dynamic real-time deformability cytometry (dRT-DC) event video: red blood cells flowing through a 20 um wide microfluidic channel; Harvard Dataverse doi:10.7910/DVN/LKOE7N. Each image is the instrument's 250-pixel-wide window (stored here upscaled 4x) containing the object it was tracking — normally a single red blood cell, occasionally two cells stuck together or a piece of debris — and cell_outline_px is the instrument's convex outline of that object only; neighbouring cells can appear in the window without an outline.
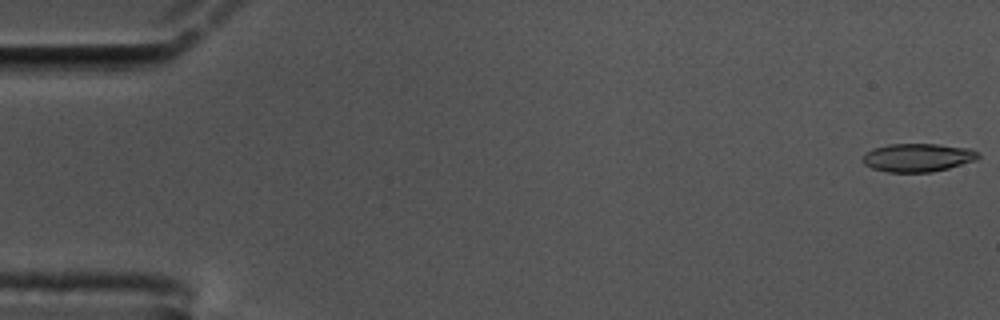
{"species": "common noctule bat (a hibernating species)", "species_latin": "Nyctalus noctula", "temperature_condition": "cold", "stored_images_in_passage": 59, "camera_frame_rate_fps": 3000, "um_per_image_px": 0.085, "animal": {"sex": "male", "body_mass_g": 17.5, "forearm_length_mm": 52.3}, "frame": {"image": 1, "passage_image": 1, "time_ms": 0.0, "image_size_px": [1000, 320], "cell_outline_px": [[980, 156], [976, 160], [948, 168], [932, 172], [888, 172], [872, 168], [864, 164], [860, 160], [872, 148], [888, 144], [936, 144], [972, 148], [980, 152]], "centroid_in_image_um": [78.03, 13.39], "position_along_channel_um": 7.0, "area_um2": 19.19}}
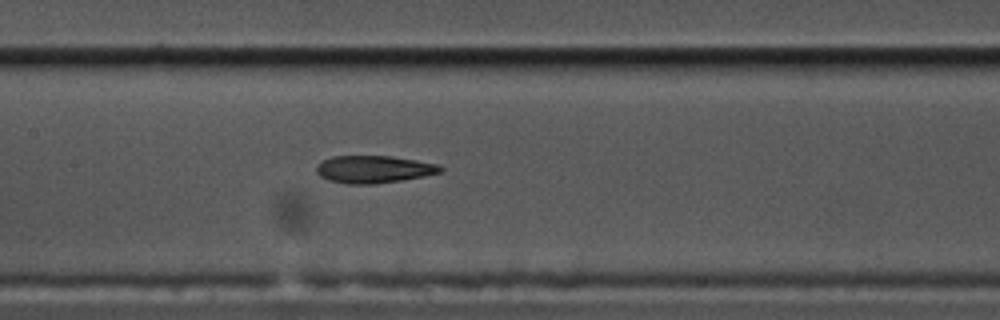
{"frame": {"image": 2, "passage_image": 28, "time_ms": 9.0, "image_size_px": [1000, 320], "cell_outline_px": [[444, 172], [424, 176], [376, 184], [348, 184], [328, 180], [320, 176], [316, 172], [316, 168], [324, 160], [332, 156], [392, 156], [416, 160], [436, 164], [444, 168]], "centroid_in_image_um": [31.79, 14.39], "position_along_channel_um": 175.6, "area_um2": 19.77}}
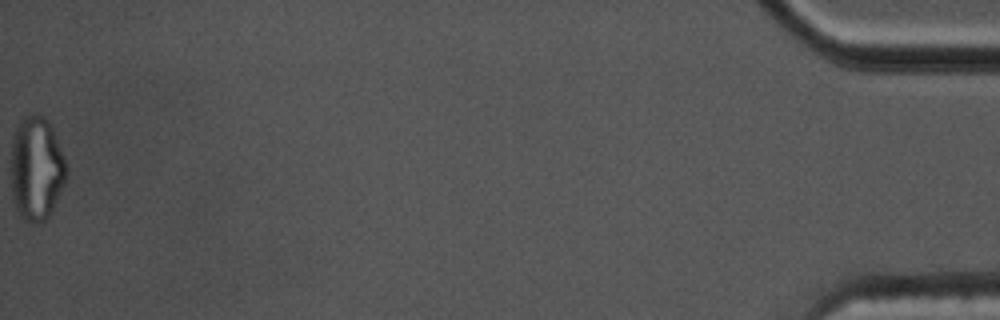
{"frame": {"image": 3, "passage_image": 59, "time_ms": 19.333, "image_size_px": [1000, 320], "cell_outline_px": [[68, 172], [64, 184], [52, 212], [40, 224], [28, 224], [20, 216], [16, 208], [12, 196], [12, 136], [20, 116], [28, 112], [36, 112], [44, 116], [48, 120], [52, 128], [64, 156], [68, 168]], "centroid_in_image_um": [3.1, 14.29], "position_along_channel_um": 432.1, "area_um2": 34.39}, "authors_computed_cell_mechanics": {"area_um2": 20.23, "velocity_mm_per_s": 3.4522, "shape_relaxation_time_tau1_ms": null, "shape_relaxation_time_tau2_ms": 3.3601, "deformation_change_tau1": null, "deformation_change_tau2": 0.1283}}